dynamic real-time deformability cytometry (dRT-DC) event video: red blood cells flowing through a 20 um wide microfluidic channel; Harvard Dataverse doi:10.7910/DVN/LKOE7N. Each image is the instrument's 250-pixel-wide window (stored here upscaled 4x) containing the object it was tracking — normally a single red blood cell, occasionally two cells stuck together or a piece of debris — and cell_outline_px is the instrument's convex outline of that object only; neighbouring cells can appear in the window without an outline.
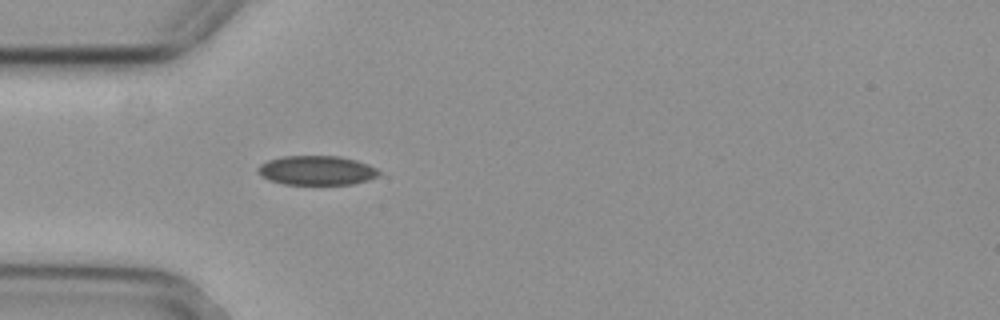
{"species": "common noctule bat (a hibernating species)", "species_latin": "Nyctalus noctula", "temperature_condition": "cold", "stored_images_in_passage": 5, "camera_frame_rate_fps": 3000, "um_per_image_px": 0.085, "animal": {"sex": "female", "body_mass_g": 29.2, "forearm_length_mm": 56.3}, "frame": {"image": 1, "passage_image": 5, "time_ms": 1.333, "image_size_px": [1000, 320], "cell_outline_px": [[380, 172], [376, 176], [368, 180], [352, 184], [284, 184], [268, 180], [260, 176], [256, 172], [256, 168], [260, 164], [268, 160], [284, 156], [340, 156], [356, 160], [368, 164], [376, 168]], "centroid_in_image_um": [26.87, 14.48], "position_along_channel_um": 58.1, "area_um2": 20.75}}